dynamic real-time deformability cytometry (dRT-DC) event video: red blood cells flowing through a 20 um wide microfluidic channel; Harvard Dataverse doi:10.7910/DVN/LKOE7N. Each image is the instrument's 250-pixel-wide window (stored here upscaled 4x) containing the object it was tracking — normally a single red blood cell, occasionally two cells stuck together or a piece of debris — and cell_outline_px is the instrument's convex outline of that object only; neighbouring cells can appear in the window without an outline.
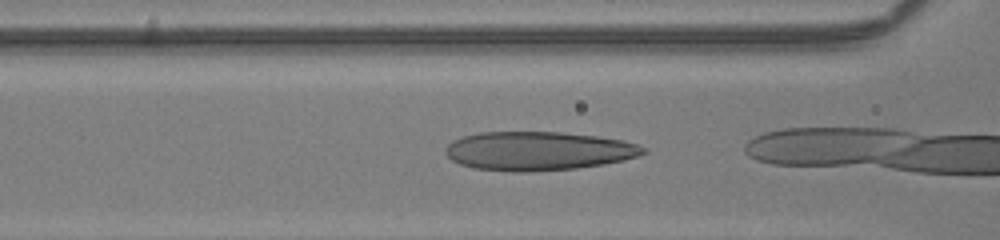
{"species": "human", "species_latin": "Homo sapiens", "temperature_condition": "room temperature", "stored_images_in_passage": 33, "camera_frame_rate_fps": 3000, "um_per_image_px": 0.085, "donor": {"sex": "male"}, "frame": {"image": 1, "passage_image": 25, "time_ms": 8.0, "image_size_px": [1000, 240], "cell_outline_px": [[648, 152], [640, 156], [624, 160], [604, 164], [576, 168], [532, 172], [512, 172], [472, 168], [460, 164], [452, 160], [444, 152], [444, 148], [452, 140], [460, 136], [480, 132], [560, 132], [596, 136], [624, 140], [648, 148]], "centroid_in_image_um": [45.75, 12.83], "position_along_channel_um": 120.9, "area_um2": 45.26}}
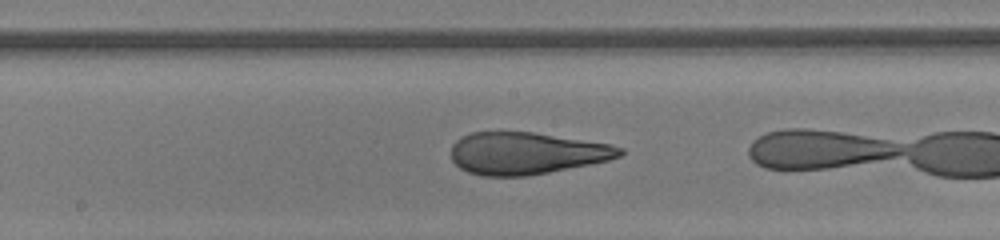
{"frame": {"image": 2, "passage_image": 31, "time_ms": 10.0, "image_size_px": [1000, 240], "cell_outline_px": [[624, 152], [620, 156], [608, 160], [548, 172], [524, 176], [480, 176], [468, 172], [460, 168], [452, 160], [452, 144], [460, 136], [472, 132], [536, 132], [608, 144], [624, 148]], "centroid_in_image_um": [44.7, 13.02], "position_along_channel_um": 203.5, "area_um2": 41.21}}